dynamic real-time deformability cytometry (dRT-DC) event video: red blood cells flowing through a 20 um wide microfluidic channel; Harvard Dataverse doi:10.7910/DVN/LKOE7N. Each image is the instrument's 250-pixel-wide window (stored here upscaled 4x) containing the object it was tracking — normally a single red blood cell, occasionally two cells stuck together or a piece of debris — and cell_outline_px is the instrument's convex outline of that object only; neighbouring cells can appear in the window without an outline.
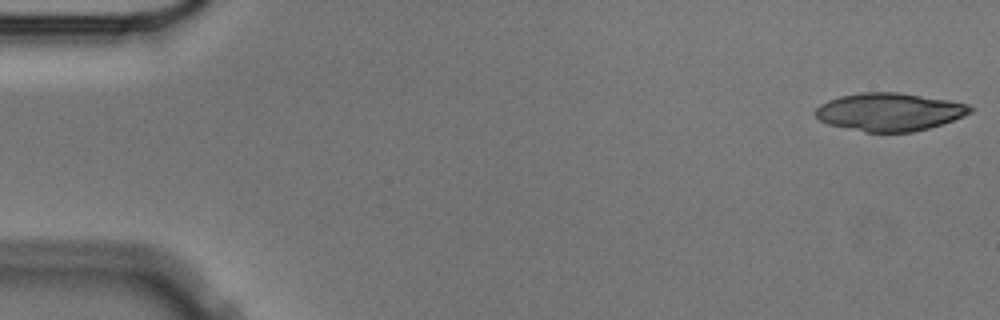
{"species": "Egyptian fruit bat (a non-hibernating species)", "species_latin": "Rousettus aegyptiacus", "temperature_condition": "cold", "stored_images_in_passage": 56, "camera_frame_rate_fps": 3000, "um_per_image_px": 0.085, "animal": {"sex": "male"}, "frame": {"image": 1, "passage_image": 1, "time_ms": 0.0, "image_size_px": [1000, 320], "cell_outline_px": [[972, 112], [964, 116], [928, 128], [912, 132], [864, 132], [828, 124], [820, 120], [816, 116], [816, 108], [820, 104], [828, 100], [840, 96], [860, 92], [896, 92], [948, 100], [968, 104], [972, 108]], "centroid_in_image_um": [75.58, 9.51], "position_along_channel_um": 9.4, "area_um2": 34.04}}
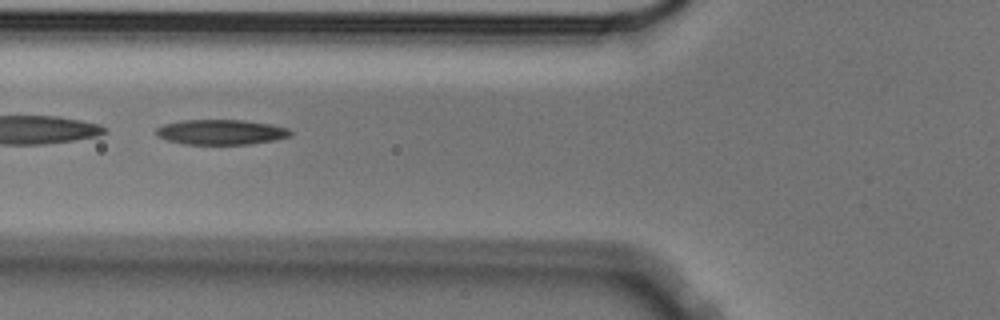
{"frame": {"image": 2, "passage_image": 21, "time_ms": 6.667, "image_size_px": [1000, 320], "cell_outline_px": [[292, 136], [276, 140], [252, 144], [184, 144], [168, 140], [156, 136], [156, 128], [164, 124], [180, 120], [244, 120], [268, 124], [288, 128], [292, 132]], "centroid_in_image_um": [18.79, 11.23], "position_along_channel_um": 107.0, "area_um2": 19.71}}
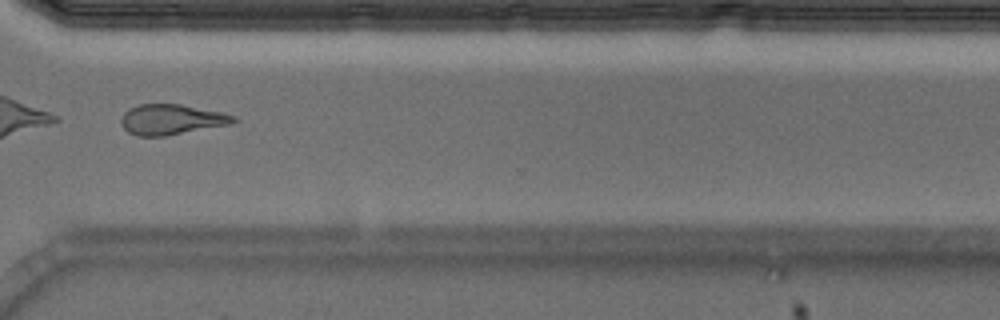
{"frame": {"image": 3, "passage_image": 42, "time_ms": 13.667, "image_size_px": [1000, 320], "cell_outline_px": [[236, 120], [232, 124], [164, 136], [136, 136], [128, 132], [120, 124], [120, 120], [124, 112], [128, 108], [140, 104], [180, 104], [220, 112], [236, 116]], "centroid_in_image_um": [14.53, 10.16], "position_along_channel_um": 356.1, "area_um2": 19.88}}